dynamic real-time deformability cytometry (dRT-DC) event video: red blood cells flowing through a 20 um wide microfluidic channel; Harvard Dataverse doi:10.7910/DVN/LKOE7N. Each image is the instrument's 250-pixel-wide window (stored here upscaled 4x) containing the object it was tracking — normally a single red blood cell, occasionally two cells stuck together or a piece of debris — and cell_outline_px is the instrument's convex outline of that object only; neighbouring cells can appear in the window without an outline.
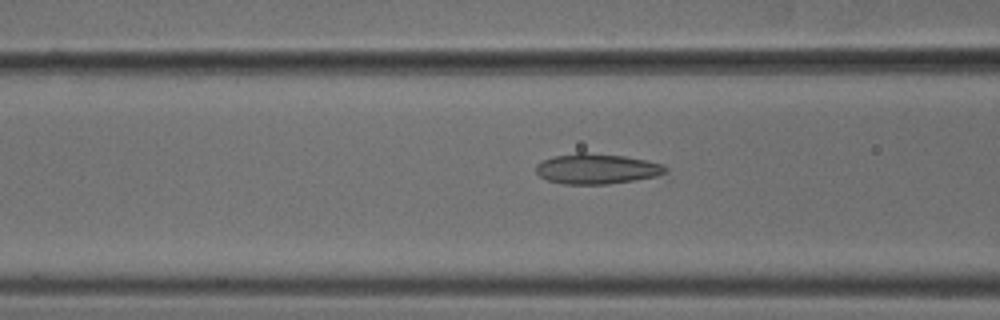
{"species": "common noctule bat (a hibernating species)", "species_latin": "Nyctalus noctula", "temperature_condition": "cold", "stored_images_in_passage": 53, "camera_frame_rate_fps": 3000, "um_per_image_px": 0.085, "animal": {"sex": "male", "body_mass_g": 18.8}, "frame": {"image": 1, "passage_image": 21, "time_ms": 6.667, "image_size_px": [1000, 320], "cell_outline_px": [[668, 172], [656, 176], [608, 184], [564, 184], [548, 180], [540, 176], [536, 172], [536, 164], [552, 156], [576, 152], [584, 152], [624, 156], [664, 164], [668, 168]], "centroid_in_image_um": [50.72, 14.34], "position_along_channel_um": 115.9, "area_um2": 22.83}}
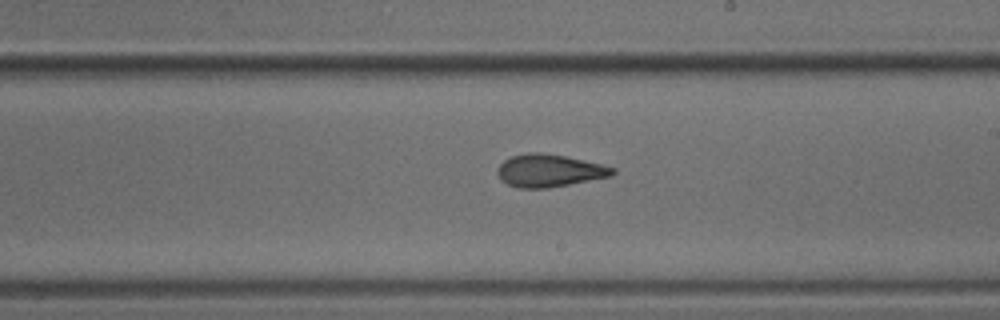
{"frame": {"image": 2, "passage_image": 31, "time_ms": 10.0, "image_size_px": [1000, 320], "cell_outline_px": [[616, 172], [612, 176], [548, 188], [516, 188], [500, 180], [496, 172], [496, 168], [504, 160], [512, 156], [528, 152], [540, 152], [564, 156], [600, 164], [616, 168]], "centroid_in_image_um": [46.65, 14.51], "position_along_channel_um": 242.3, "area_um2": 21.91}}
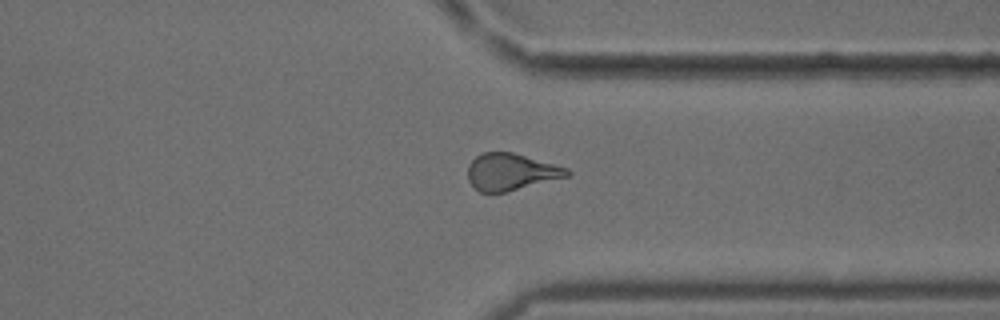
{"frame": {"image": 3, "passage_image": 41, "time_ms": 13.333, "image_size_px": [1000, 320], "cell_outline_px": [[572, 172], [568, 176], [504, 192], [480, 192], [468, 180], [468, 164], [476, 156], [484, 152], [512, 152], [568, 168]], "centroid_in_image_um": [43.42, 14.6], "position_along_channel_um": 368.0, "area_um2": 20.98}, "authors_computed_cell_mechanics": {"area_um2": 21.964, "velocity_mm_per_s": 3.7824, "shape_relaxation_time_tau1_ms": 7.8427, "shape_relaxation_time_tau2_ms": 2.5323, "deformation_change_tau1": 0.185, "deformation_change_tau2": 0.0929}}